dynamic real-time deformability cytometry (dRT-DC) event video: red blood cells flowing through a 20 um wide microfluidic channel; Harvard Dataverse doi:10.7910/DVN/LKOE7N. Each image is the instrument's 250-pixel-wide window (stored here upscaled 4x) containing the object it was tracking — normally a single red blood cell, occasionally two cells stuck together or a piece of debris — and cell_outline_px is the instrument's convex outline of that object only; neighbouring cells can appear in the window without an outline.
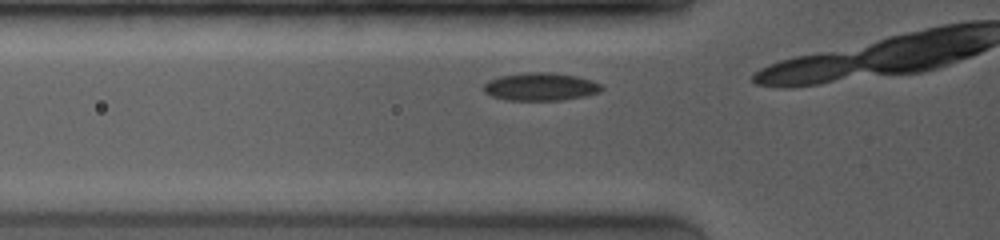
{"species": "common noctule bat (a hibernating species)", "species_latin": "Nyctalus noctula", "temperature_condition": "room temperature", "stored_images_in_passage": 4, "camera_frame_rate_fps": 4000, "um_per_image_px": 0.085, "animal": {"sex": "female", "body_mass_g": 19.0, "forearm_length_mm": 53.3}, "frame": {"image": 1, "passage_image": 2, "time_ms": 0.25, "image_size_px": [1000, 240], "cell_outline_px": [[604, 88], [600, 92], [584, 96], [564, 100], [508, 100], [492, 96], [484, 92], [484, 84], [488, 80], [500, 76], [524, 72], [552, 72], [580, 76], [592, 80], [600, 84]], "centroid_in_image_um": [45.97, 7.36], "position_along_channel_um": 79.8, "area_um2": 19.36}}